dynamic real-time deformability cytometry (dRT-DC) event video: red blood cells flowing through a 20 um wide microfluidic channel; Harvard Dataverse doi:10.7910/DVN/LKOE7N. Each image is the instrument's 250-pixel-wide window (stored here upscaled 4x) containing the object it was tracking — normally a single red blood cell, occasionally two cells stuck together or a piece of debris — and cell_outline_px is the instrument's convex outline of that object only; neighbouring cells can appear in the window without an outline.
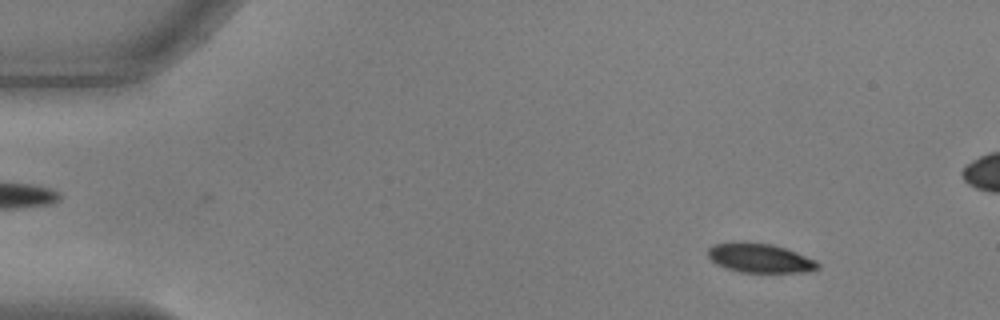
{"species": "common noctule bat (a hibernating species)", "species_latin": "Nyctalus noctula", "temperature_condition": "warm", "stored_images_in_passage": 55, "camera_frame_rate_fps": 3000, "um_per_image_px": 0.085, "animal": {"sex": "male", "body_mass_g": 17.9, "forearm_length_mm": 54.2}, "frame": {"image": 1, "passage_image": 6, "time_ms": 1.667, "image_size_px": [1000, 320], "cell_outline_px": [[820, 268], [804, 272], [740, 272], [724, 268], [716, 264], [708, 256], [708, 248], [712, 244], [744, 240], [772, 244], [796, 252], [816, 260], [820, 264]], "centroid_in_image_um": [64.55, 21.91], "position_along_channel_um": 20.4, "area_um2": 19.02}}
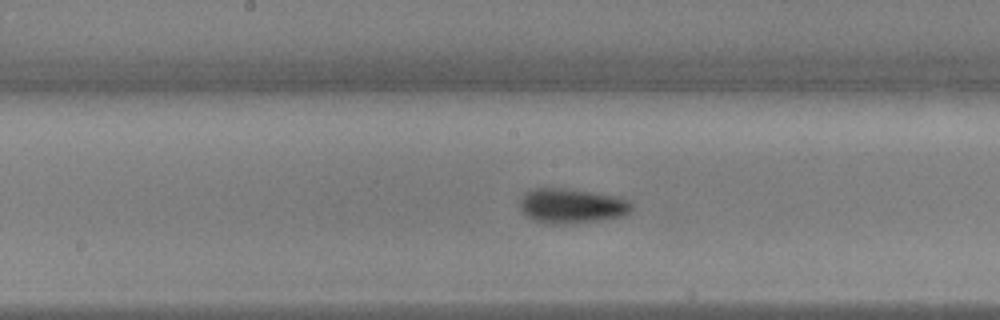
{"frame": {"image": 2, "passage_image": 28, "time_ms": 9.0, "image_size_px": [1000, 320], "cell_outline_px": [[632, 208], [624, 216], [600, 220], [564, 224], [548, 224], [532, 220], [524, 216], [520, 212], [520, 200], [532, 188], [568, 188], [620, 196], [632, 200]], "centroid_in_image_um": [48.6, 17.5], "position_along_channel_um": 199.6, "area_um2": 23.12}}
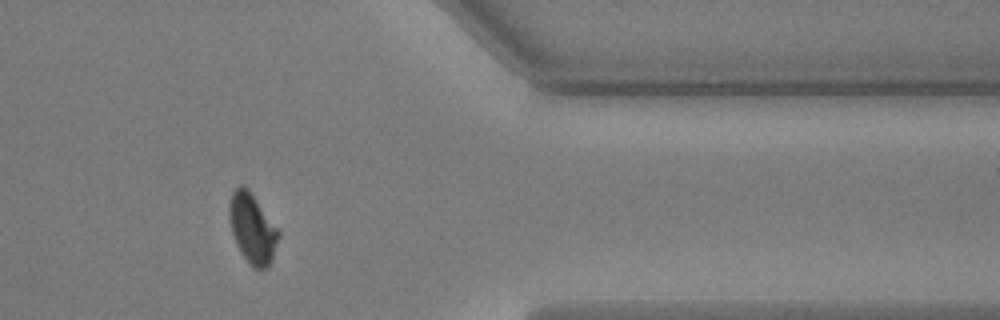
{"frame": {"image": 3, "passage_image": 45, "time_ms": 14.667, "image_size_px": [1000, 320], "cell_outline_px": [[280, 236], [272, 260], [268, 268], [252, 268], [236, 244], [232, 232], [228, 216], [228, 204], [232, 192], [240, 184], [248, 188], [280, 232]], "centroid_in_image_um": [21.44, 19.41], "position_along_channel_um": 390.0, "area_um2": 20.0}, "authors_computed_cell_mechanics": {"area_um2": 20.1722, "velocity_mm_per_s": 3.6808, "shape_relaxation_time_tau1_ms": 1.9758, "shape_relaxation_time_tau2_ms": 3.6115, "deformation_change_tau1": 0.1447, "deformation_change_tau2": 0.0754}}